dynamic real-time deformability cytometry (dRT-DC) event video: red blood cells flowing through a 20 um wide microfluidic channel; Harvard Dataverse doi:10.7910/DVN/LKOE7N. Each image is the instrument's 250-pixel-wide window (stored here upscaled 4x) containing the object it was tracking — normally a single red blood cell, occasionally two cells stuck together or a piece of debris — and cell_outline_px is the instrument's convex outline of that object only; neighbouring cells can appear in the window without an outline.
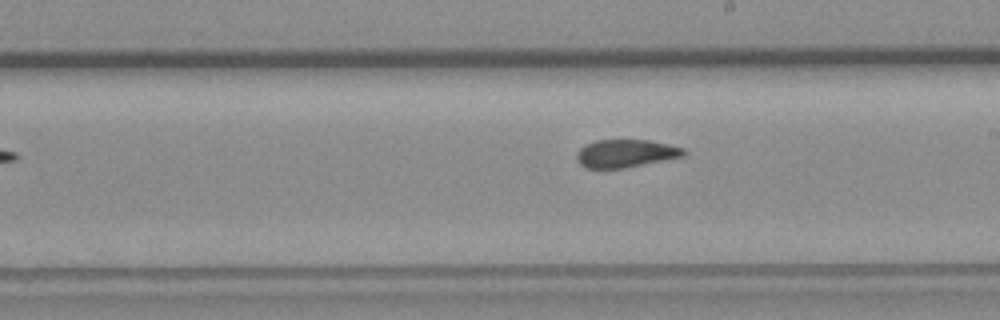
{"species": "common noctule bat (a hibernating species)", "species_latin": "Nyctalus noctula", "temperature_condition": "room temperature", "stored_images_in_passage": 11, "camera_frame_rate_fps": 3000, "um_per_image_px": 0.085, "animal": {"sex": "female", "body_mass_g": 19.3, "forearm_length_mm": 54.1}, "frame": {"image": 1, "passage_image": 7, "time_ms": 7.667, "image_size_px": [1000, 320], "cell_outline_px": [[688, 152], [684, 156], [624, 168], [584, 168], [576, 160], [576, 152], [584, 144], [596, 140], [648, 140], [668, 144], [684, 148]], "centroid_in_image_um": [53.16, 13.04], "position_along_channel_um": 235.8, "area_um2": 17.51}}